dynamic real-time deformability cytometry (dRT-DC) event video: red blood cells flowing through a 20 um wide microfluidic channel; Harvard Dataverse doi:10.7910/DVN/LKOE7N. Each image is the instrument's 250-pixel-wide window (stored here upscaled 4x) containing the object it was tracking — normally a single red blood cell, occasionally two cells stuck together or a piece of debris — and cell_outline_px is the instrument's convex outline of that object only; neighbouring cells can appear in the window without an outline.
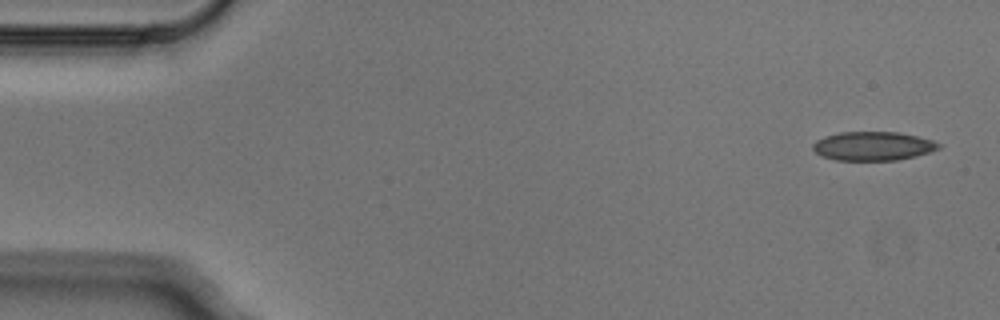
{"species": "Egyptian fruit bat (a non-hibernating species)", "species_latin": "Rousettus aegyptiacus", "temperature_condition": "cold", "stored_images_in_passage": 5, "camera_frame_rate_fps": 3000, "um_per_image_px": 0.085, "animal": {"sex": "male"}, "frame": {"image": 1, "passage_image": 1, "time_ms": 0.0, "image_size_px": [1000, 320], "cell_outline_px": [[940, 148], [916, 156], [896, 160], [836, 160], [820, 156], [812, 148], [812, 144], [816, 140], [824, 136], [840, 132], [900, 132], [932, 140], [940, 144]], "centroid_in_image_um": [74.17, 12.41], "position_along_channel_um": 10.8, "area_um2": 21.15}}
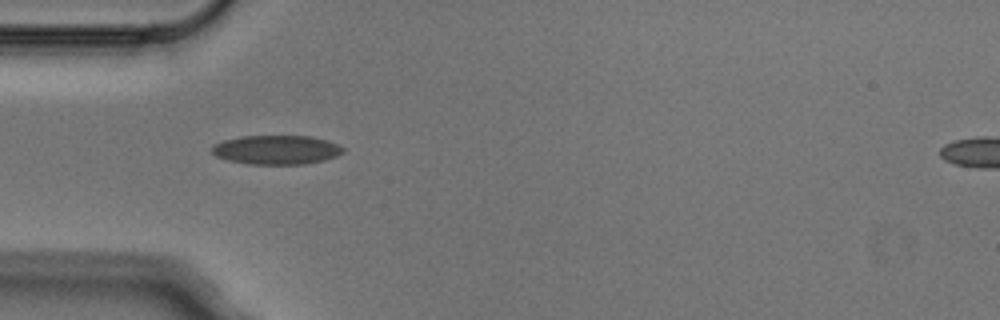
{"frame": {"image": 2, "passage_image": 4, "time_ms": 1.0, "image_size_px": [1000, 320], "cell_outline_px": [[344, 152], [336, 156], [324, 160], [304, 164], [248, 164], [228, 160], [216, 156], [212, 152], [212, 144], [224, 140], [240, 136], [312, 136], [336, 144], [344, 148]], "centroid_in_image_um": [23.47, 12.73], "position_along_channel_um": 61.5, "area_um2": 22.2}}
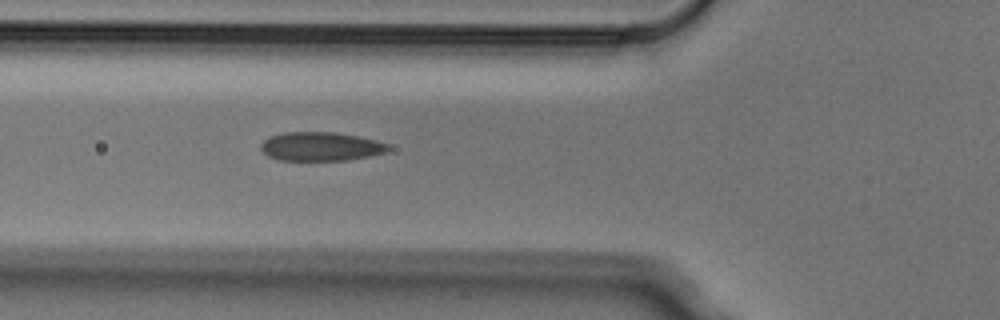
{"frame": {"image": 3, "passage_image": 5, "time_ms": 1.333, "image_size_px": [1000, 320], "cell_outline_px": [[392, 148], [384, 152], [368, 156], [348, 160], [276, 160], [268, 156], [260, 148], [260, 144], [268, 136], [284, 132], [336, 132], [360, 136], [376, 140], [388, 144]], "centroid_in_image_um": [27.24, 12.44], "position_along_channel_um": 98.6, "area_um2": 21.56}}